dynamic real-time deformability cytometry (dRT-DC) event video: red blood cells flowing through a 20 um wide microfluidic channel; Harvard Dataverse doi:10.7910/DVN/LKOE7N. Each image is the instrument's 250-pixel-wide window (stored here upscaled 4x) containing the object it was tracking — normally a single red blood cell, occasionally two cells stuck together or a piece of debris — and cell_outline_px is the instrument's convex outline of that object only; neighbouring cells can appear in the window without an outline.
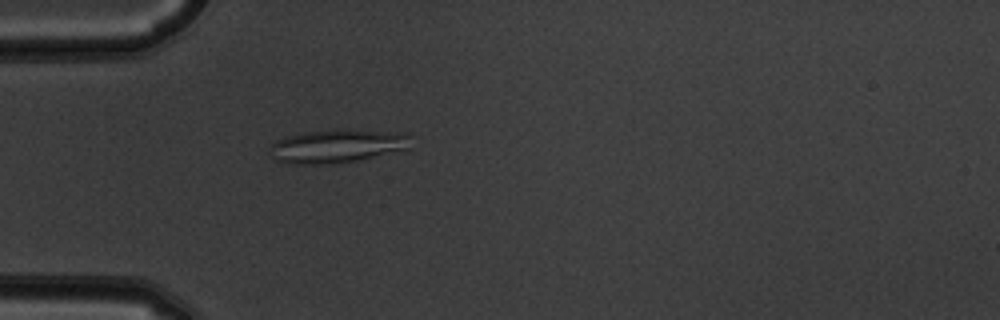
{"species": "common noctule bat (a hibernating species)", "species_latin": "Nyctalus noctula", "temperature_condition": "warm", "stored_images_in_passage": 53, "camera_frame_rate_fps": 3000, "um_per_image_px": 0.085, "animal": {"sex": "male", "body_mass_g": 19.5, "forearm_length_mm": 54.6}, "frame": {"image": 1, "passage_image": 16, "time_ms": 5.0, "image_size_px": [1000, 320], "cell_outline_px": [[408, 148], [360, 160], [332, 164], [292, 164], [276, 160], [272, 156], [272, 144], [276, 140], [288, 136], [304, 132], [336, 128], [344, 128], [408, 132]], "centroid_in_image_um": [28.68, 12.39], "position_along_channel_um": 56.3, "area_um2": 27.74}}
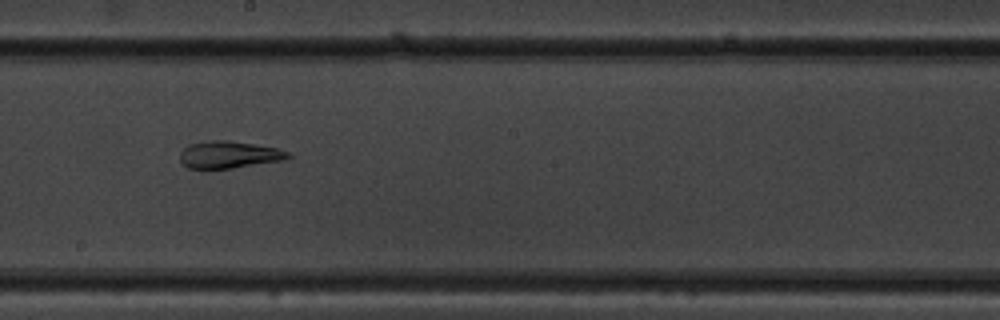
{"frame": {"image": 2, "passage_image": 30, "time_ms": 9.667, "image_size_px": [1000, 320], "cell_outline_px": [[292, 156], [284, 160], [232, 168], [188, 168], [180, 160], [180, 152], [188, 144], [208, 140], [228, 140], [276, 148], [292, 152]], "centroid_in_image_um": [19.48, 13.14], "position_along_channel_um": 228.7, "area_um2": 17.05}}
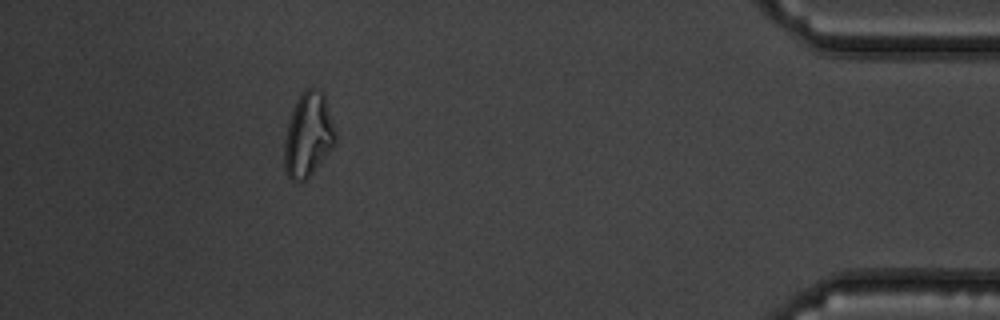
{"frame": {"image": 3, "passage_image": 48, "time_ms": 15.667, "image_size_px": [1000, 320], "cell_outline_px": [[336, 144], [312, 172], [304, 180], [296, 184], [288, 176], [284, 168], [284, 144], [288, 124], [296, 100], [300, 92], [304, 88], [312, 84], [324, 92], [336, 132]], "centroid_in_image_um": [26.21, 11.41], "position_along_channel_um": 409.0, "area_um2": 25.43}, "authors_computed_cell_mechanics": {"area_um2": 24.0448, "velocity_mm_per_s": 3.8467, "shape_relaxation_time_tau1_ms": null, "shape_relaxation_time_tau2_ms": 3.3175, "deformation_change_tau1": null, "deformation_change_tau2": 0.1127}}